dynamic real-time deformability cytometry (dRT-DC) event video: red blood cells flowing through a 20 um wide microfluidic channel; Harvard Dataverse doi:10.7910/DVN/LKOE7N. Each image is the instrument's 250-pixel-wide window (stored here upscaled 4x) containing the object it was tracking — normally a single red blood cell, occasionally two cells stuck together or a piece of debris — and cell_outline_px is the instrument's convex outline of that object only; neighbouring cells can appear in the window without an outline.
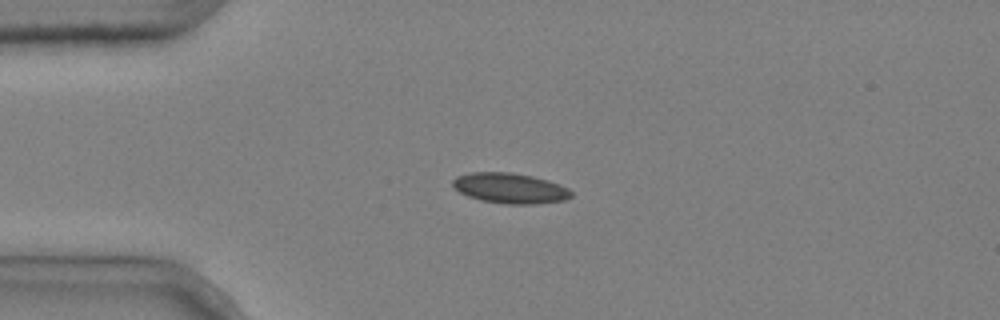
{"species": "common noctule bat (a hibernating species)", "species_latin": "Nyctalus noctula", "temperature_condition": "cold", "stored_images_in_passage": 3, "camera_frame_rate_fps": 3000, "um_per_image_px": 0.085, "animal": {"sex": "male", "body_mass_g": 20.4}, "frame": {"image": 1, "passage_image": 2, "time_ms": 0.333, "image_size_px": [1000, 320], "cell_outline_px": [[572, 196], [564, 200], [536, 204], [508, 204], [484, 200], [468, 196], [460, 192], [452, 184], [452, 180], [456, 176], [468, 172], [512, 172], [532, 176], [548, 180], [560, 184], [568, 188], [572, 192]], "centroid_in_image_um": [43.36, 15.98], "position_along_channel_um": 41.6, "area_um2": 20.92}}